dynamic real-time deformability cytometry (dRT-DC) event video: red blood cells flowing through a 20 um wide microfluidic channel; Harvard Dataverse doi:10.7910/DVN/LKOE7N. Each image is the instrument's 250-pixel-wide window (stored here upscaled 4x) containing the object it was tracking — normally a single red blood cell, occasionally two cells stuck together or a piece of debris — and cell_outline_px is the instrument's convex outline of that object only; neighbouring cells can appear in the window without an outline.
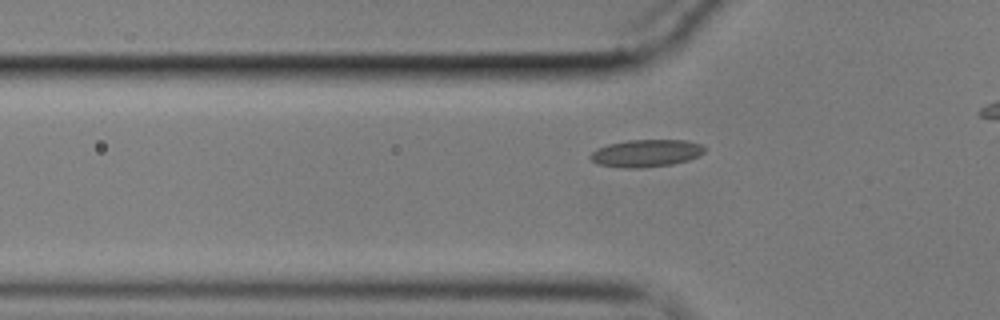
{"species": "common noctule bat (a hibernating species)", "species_latin": "Nyctalus noctula", "temperature_condition": "cold", "stored_images_in_passage": 46, "camera_frame_rate_fps": 3000, "um_per_image_px": 0.085, "animal": {"sex": "male", "body_mass_g": 17.9}, "frame": {"image": 1, "passage_image": 16, "time_ms": 5.0, "image_size_px": [1000, 320], "cell_outline_px": [[708, 148], [704, 152], [688, 160], [672, 164], [640, 168], [624, 168], [596, 164], [588, 156], [596, 148], [608, 144], [628, 140], [688, 140], [704, 144]], "centroid_in_image_um": [54.93, 13.01], "position_along_channel_um": 70.9, "area_um2": 18.44}}
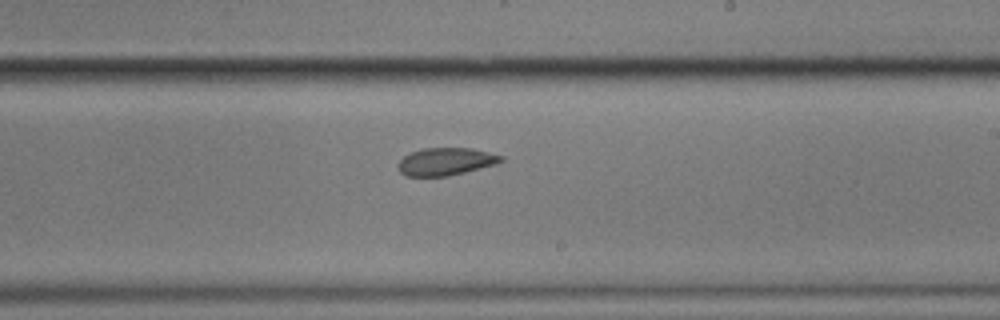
{"frame": {"image": 2, "passage_image": 32, "time_ms": 10.333, "image_size_px": [1000, 320], "cell_outline_px": [[504, 160], [496, 164], [448, 176], [404, 176], [400, 172], [400, 160], [404, 156], [412, 152], [424, 148], [472, 148], [504, 156]], "centroid_in_image_um": [37.92, 13.73], "position_along_channel_um": 251.1, "area_um2": 16.36}}
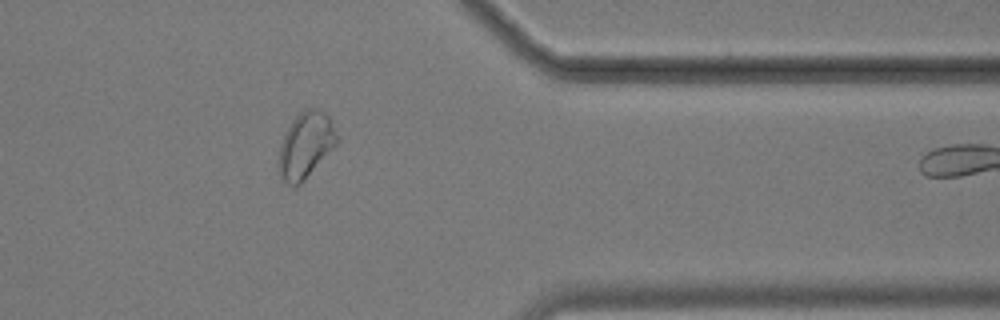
{"frame": {"image": 3, "passage_image": 45, "time_ms": 14.667, "image_size_px": [1000, 320], "cell_outline_px": [[336, 144], [304, 180], [300, 184], [288, 184], [280, 176], [280, 144], [292, 120], [304, 108], [320, 108], [328, 116], [336, 136]], "centroid_in_image_um": [25.97, 12.3], "position_along_channel_um": 385.4, "area_um2": 21.5}}